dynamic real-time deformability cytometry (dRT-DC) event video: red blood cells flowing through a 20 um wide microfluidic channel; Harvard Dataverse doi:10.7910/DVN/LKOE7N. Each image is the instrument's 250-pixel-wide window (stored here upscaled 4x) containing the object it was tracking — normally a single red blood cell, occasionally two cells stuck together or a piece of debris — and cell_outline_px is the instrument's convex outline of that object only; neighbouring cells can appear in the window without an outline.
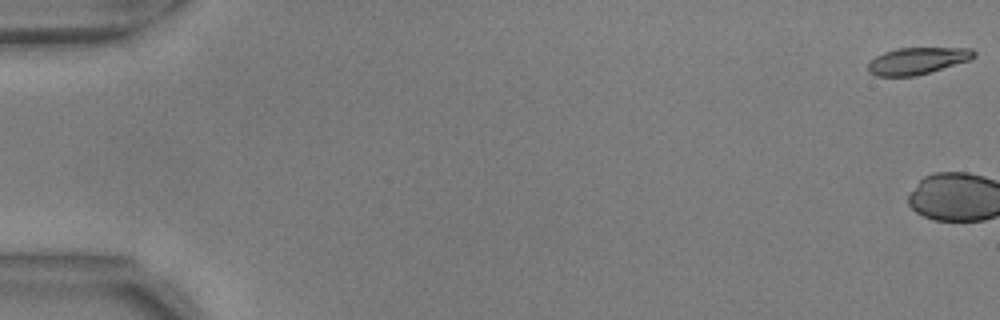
{"species": "common noctule bat (a hibernating species)", "species_latin": "Nyctalus noctula", "temperature_condition": "warm", "stored_images_in_passage": 3, "camera_frame_rate_fps": 3000, "um_per_image_px": 0.085, "animal": {"sex": "male", "body_mass_g": 17.9, "forearm_length_mm": 54.2}, "frame": {"image": 1, "passage_image": 1, "time_ms": 0.0, "image_size_px": [1000, 320], "cell_outline_px": [[976, 56], [972, 60], [916, 76], [876, 76], [868, 72], [868, 64], [876, 56], [884, 52], [896, 48], [972, 48], [976, 52]], "centroid_in_image_um": [78.01, 5.17], "position_along_channel_um": 7.0, "area_um2": 16.7}}